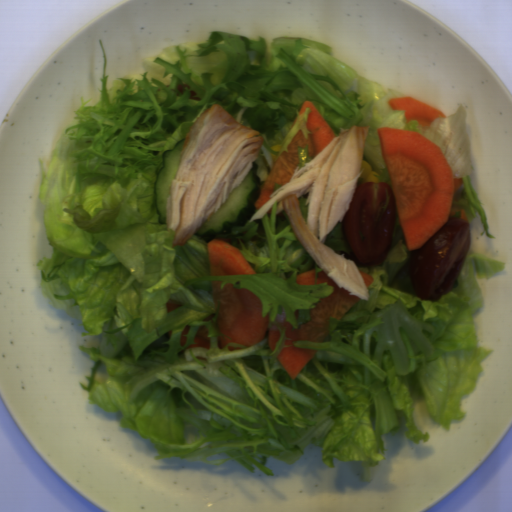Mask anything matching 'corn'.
<instances>
[{
    "instance_id": "1",
    "label": "corn",
    "mask_w": 512,
    "mask_h": 512,
    "mask_svg": "<svg viewBox=\"0 0 512 512\" xmlns=\"http://www.w3.org/2000/svg\"><path fill=\"white\" fill-rule=\"evenodd\" d=\"M372 166L366 162L365 160H362L361 163V169L359 174V180L362 183H368V182H380V179L376 176H379V173L372 171Z\"/></svg>"
}]
</instances>
